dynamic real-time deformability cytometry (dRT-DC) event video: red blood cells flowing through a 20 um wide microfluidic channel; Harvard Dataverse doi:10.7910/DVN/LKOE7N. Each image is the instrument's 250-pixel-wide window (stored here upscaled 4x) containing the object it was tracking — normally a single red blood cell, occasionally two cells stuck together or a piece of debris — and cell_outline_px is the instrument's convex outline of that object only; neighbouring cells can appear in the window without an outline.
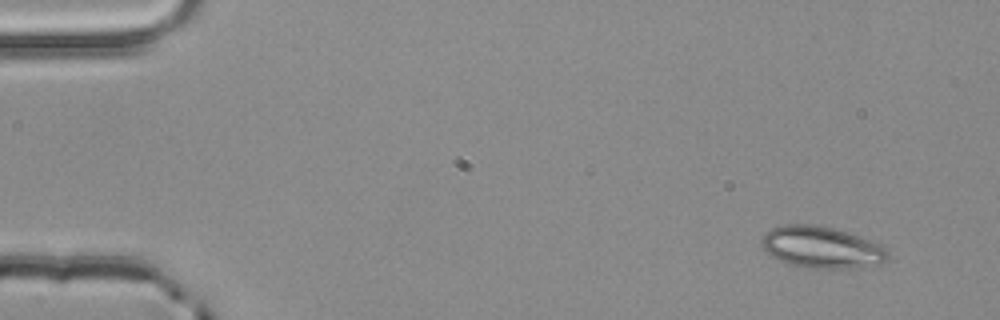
{"species": "common noctule bat (a hibernating species)", "species_latin": "Nyctalus noctula", "temperature_condition": "room temperature", "stored_images_in_passage": 3, "camera_frame_rate_fps": 3000, "um_per_image_px": 0.085, "animal": {"sex": "male", "body_mass_g": 20.4}, "frame": {"image": 1, "passage_image": 1, "time_ms": 0.0, "image_size_px": [1000, 320], "cell_outline_px": [[888, 260], [880, 264], [860, 268], [804, 268], [780, 260], [772, 256], [760, 244], [760, 240], [764, 232], [772, 228], [784, 224], [808, 224], [832, 228], [880, 244], [884, 248], [888, 256]], "centroid_in_image_um": [69.81, 21.03], "position_along_channel_um": 15.2, "area_um2": 30.4}}